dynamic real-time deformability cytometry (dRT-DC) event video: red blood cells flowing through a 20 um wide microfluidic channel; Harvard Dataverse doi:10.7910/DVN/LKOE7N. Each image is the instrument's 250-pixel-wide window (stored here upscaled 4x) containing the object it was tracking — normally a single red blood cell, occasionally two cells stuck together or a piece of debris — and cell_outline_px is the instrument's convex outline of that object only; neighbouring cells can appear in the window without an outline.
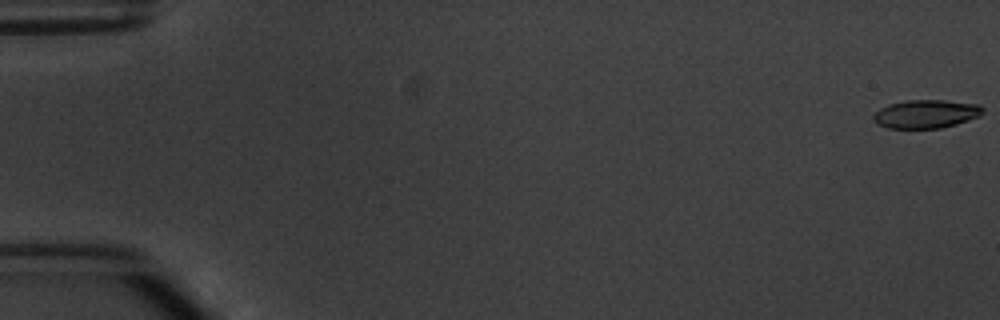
{"species": "common noctule bat (a hibernating species)", "species_latin": "Nyctalus noctula", "temperature_condition": "warm", "stored_images_in_passage": 5, "camera_frame_rate_fps": 3000, "um_per_image_px": 0.085, "animal": {"sex": "male", "body_mass_g": 20.1, "forearm_length_mm": 53.5}, "frame": {"image": 1, "passage_image": 1, "time_ms": 0.0, "image_size_px": [1000, 320], "cell_outline_px": [[984, 112], [980, 116], [956, 124], [940, 128], [888, 128], [880, 124], [872, 116], [880, 108], [888, 104], [908, 100], [944, 100], [980, 104], [984, 108]], "centroid_in_image_um": [78.76, 9.67], "position_along_channel_um": 6.2, "area_um2": 18.03}}